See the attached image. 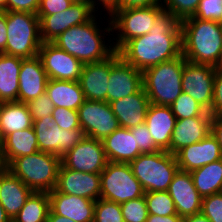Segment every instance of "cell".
Listing matches in <instances>:
<instances>
[{"label":"cell","mask_w":222,"mask_h":222,"mask_svg":"<svg viewBox=\"0 0 222 222\" xmlns=\"http://www.w3.org/2000/svg\"><path fill=\"white\" fill-rule=\"evenodd\" d=\"M118 53L142 72L179 57L182 54L181 22L163 10L149 33L129 40Z\"/></svg>","instance_id":"obj_1"},{"label":"cell","mask_w":222,"mask_h":222,"mask_svg":"<svg viewBox=\"0 0 222 222\" xmlns=\"http://www.w3.org/2000/svg\"><path fill=\"white\" fill-rule=\"evenodd\" d=\"M182 55L194 64L219 68L222 23L190 17L181 22Z\"/></svg>","instance_id":"obj_2"},{"label":"cell","mask_w":222,"mask_h":222,"mask_svg":"<svg viewBox=\"0 0 222 222\" xmlns=\"http://www.w3.org/2000/svg\"><path fill=\"white\" fill-rule=\"evenodd\" d=\"M95 19L93 17L87 23L72 26L61 33L52 43L83 64L107 59L115 52V49L113 45H105V41L102 40L104 38L102 32L104 31L98 28Z\"/></svg>","instance_id":"obj_3"},{"label":"cell","mask_w":222,"mask_h":222,"mask_svg":"<svg viewBox=\"0 0 222 222\" xmlns=\"http://www.w3.org/2000/svg\"><path fill=\"white\" fill-rule=\"evenodd\" d=\"M186 59L181 54L172 60L145 69L143 88L150 103L171 106L183 92L182 74Z\"/></svg>","instance_id":"obj_4"},{"label":"cell","mask_w":222,"mask_h":222,"mask_svg":"<svg viewBox=\"0 0 222 222\" xmlns=\"http://www.w3.org/2000/svg\"><path fill=\"white\" fill-rule=\"evenodd\" d=\"M61 157L37 151L15 158L7 169L34 192H50L57 185Z\"/></svg>","instance_id":"obj_5"},{"label":"cell","mask_w":222,"mask_h":222,"mask_svg":"<svg viewBox=\"0 0 222 222\" xmlns=\"http://www.w3.org/2000/svg\"><path fill=\"white\" fill-rule=\"evenodd\" d=\"M7 43L4 54L21 58L38 56L42 45L37 14L6 11Z\"/></svg>","instance_id":"obj_6"},{"label":"cell","mask_w":222,"mask_h":222,"mask_svg":"<svg viewBox=\"0 0 222 222\" xmlns=\"http://www.w3.org/2000/svg\"><path fill=\"white\" fill-rule=\"evenodd\" d=\"M129 164L145 193L167 191L174 175L179 170L176 156L163 150L140 154Z\"/></svg>","instance_id":"obj_7"},{"label":"cell","mask_w":222,"mask_h":222,"mask_svg":"<svg viewBox=\"0 0 222 222\" xmlns=\"http://www.w3.org/2000/svg\"><path fill=\"white\" fill-rule=\"evenodd\" d=\"M163 10L162 5H157L114 11L109 18L110 27L105 28V32L108 31L109 34L113 30L120 32L117 42L113 45L115 51H119L129 40L149 33Z\"/></svg>","instance_id":"obj_8"},{"label":"cell","mask_w":222,"mask_h":222,"mask_svg":"<svg viewBox=\"0 0 222 222\" xmlns=\"http://www.w3.org/2000/svg\"><path fill=\"white\" fill-rule=\"evenodd\" d=\"M100 180L101 199L122 204L145 195V191L133 175L129 163L108 161L100 173Z\"/></svg>","instance_id":"obj_9"},{"label":"cell","mask_w":222,"mask_h":222,"mask_svg":"<svg viewBox=\"0 0 222 222\" xmlns=\"http://www.w3.org/2000/svg\"><path fill=\"white\" fill-rule=\"evenodd\" d=\"M33 128L36 133L39 151L51 153L59 157L64 156L85 138L82 129H72L69 131L61 129L54 122L52 115L33 121Z\"/></svg>","instance_id":"obj_10"},{"label":"cell","mask_w":222,"mask_h":222,"mask_svg":"<svg viewBox=\"0 0 222 222\" xmlns=\"http://www.w3.org/2000/svg\"><path fill=\"white\" fill-rule=\"evenodd\" d=\"M79 124L86 137L103 140L120 127L110 103L85 100L78 108Z\"/></svg>","instance_id":"obj_11"},{"label":"cell","mask_w":222,"mask_h":222,"mask_svg":"<svg viewBox=\"0 0 222 222\" xmlns=\"http://www.w3.org/2000/svg\"><path fill=\"white\" fill-rule=\"evenodd\" d=\"M216 67L186 61L182 74V90L212 115Z\"/></svg>","instance_id":"obj_12"},{"label":"cell","mask_w":222,"mask_h":222,"mask_svg":"<svg viewBox=\"0 0 222 222\" xmlns=\"http://www.w3.org/2000/svg\"><path fill=\"white\" fill-rule=\"evenodd\" d=\"M95 10L91 4L73 2L63 12L53 15H37L40 19V37L42 42H52L61 33L72 26L80 25L90 21Z\"/></svg>","instance_id":"obj_13"},{"label":"cell","mask_w":222,"mask_h":222,"mask_svg":"<svg viewBox=\"0 0 222 222\" xmlns=\"http://www.w3.org/2000/svg\"><path fill=\"white\" fill-rule=\"evenodd\" d=\"M107 162L102 140L86 136L61 157L65 168L84 173L100 174Z\"/></svg>","instance_id":"obj_14"},{"label":"cell","mask_w":222,"mask_h":222,"mask_svg":"<svg viewBox=\"0 0 222 222\" xmlns=\"http://www.w3.org/2000/svg\"><path fill=\"white\" fill-rule=\"evenodd\" d=\"M108 83L107 102L110 103L140 91L143 88V74L115 51Z\"/></svg>","instance_id":"obj_15"},{"label":"cell","mask_w":222,"mask_h":222,"mask_svg":"<svg viewBox=\"0 0 222 222\" xmlns=\"http://www.w3.org/2000/svg\"><path fill=\"white\" fill-rule=\"evenodd\" d=\"M38 57L49 79L79 81L84 64L52 42L42 43Z\"/></svg>","instance_id":"obj_16"},{"label":"cell","mask_w":222,"mask_h":222,"mask_svg":"<svg viewBox=\"0 0 222 222\" xmlns=\"http://www.w3.org/2000/svg\"><path fill=\"white\" fill-rule=\"evenodd\" d=\"M55 189L67 195L97 201L101 195L100 174L74 171L61 164Z\"/></svg>","instance_id":"obj_17"},{"label":"cell","mask_w":222,"mask_h":222,"mask_svg":"<svg viewBox=\"0 0 222 222\" xmlns=\"http://www.w3.org/2000/svg\"><path fill=\"white\" fill-rule=\"evenodd\" d=\"M167 192L181 218L201 213L202 197L193 184L190 172L178 170Z\"/></svg>","instance_id":"obj_18"},{"label":"cell","mask_w":222,"mask_h":222,"mask_svg":"<svg viewBox=\"0 0 222 222\" xmlns=\"http://www.w3.org/2000/svg\"><path fill=\"white\" fill-rule=\"evenodd\" d=\"M175 156L179 170L191 172L222 159V152L216 138L210 133L203 140L183 147Z\"/></svg>","instance_id":"obj_19"},{"label":"cell","mask_w":222,"mask_h":222,"mask_svg":"<svg viewBox=\"0 0 222 222\" xmlns=\"http://www.w3.org/2000/svg\"><path fill=\"white\" fill-rule=\"evenodd\" d=\"M211 120L209 111L201 116L177 120L171 136L170 153L175 155L183 147L203 140L211 133Z\"/></svg>","instance_id":"obj_20"},{"label":"cell","mask_w":222,"mask_h":222,"mask_svg":"<svg viewBox=\"0 0 222 222\" xmlns=\"http://www.w3.org/2000/svg\"><path fill=\"white\" fill-rule=\"evenodd\" d=\"M111 67L112 55L103 61L83 65L79 83L86 100L107 102Z\"/></svg>","instance_id":"obj_21"},{"label":"cell","mask_w":222,"mask_h":222,"mask_svg":"<svg viewBox=\"0 0 222 222\" xmlns=\"http://www.w3.org/2000/svg\"><path fill=\"white\" fill-rule=\"evenodd\" d=\"M48 80L38 56L23 59L19 73L18 102L27 104L44 94Z\"/></svg>","instance_id":"obj_22"},{"label":"cell","mask_w":222,"mask_h":222,"mask_svg":"<svg viewBox=\"0 0 222 222\" xmlns=\"http://www.w3.org/2000/svg\"><path fill=\"white\" fill-rule=\"evenodd\" d=\"M50 209L74 222H93L96 201L81 196L67 195L56 189L48 192Z\"/></svg>","instance_id":"obj_23"},{"label":"cell","mask_w":222,"mask_h":222,"mask_svg":"<svg viewBox=\"0 0 222 222\" xmlns=\"http://www.w3.org/2000/svg\"><path fill=\"white\" fill-rule=\"evenodd\" d=\"M149 105L150 101L144 88L132 95L110 102L120 127L128 129L145 123Z\"/></svg>","instance_id":"obj_24"},{"label":"cell","mask_w":222,"mask_h":222,"mask_svg":"<svg viewBox=\"0 0 222 222\" xmlns=\"http://www.w3.org/2000/svg\"><path fill=\"white\" fill-rule=\"evenodd\" d=\"M176 121L171 106L150 103L145 124L155 144L163 151L170 152V141Z\"/></svg>","instance_id":"obj_25"},{"label":"cell","mask_w":222,"mask_h":222,"mask_svg":"<svg viewBox=\"0 0 222 222\" xmlns=\"http://www.w3.org/2000/svg\"><path fill=\"white\" fill-rule=\"evenodd\" d=\"M33 191L5 167L0 170V204L11 220Z\"/></svg>","instance_id":"obj_26"},{"label":"cell","mask_w":222,"mask_h":222,"mask_svg":"<svg viewBox=\"0 0 222 222\" xmlns=\"http://www.w3.org/2000/svg\"><path fill=\"white\" fill-rule=\"evenodd\" d=\"M107 161L130 163L140 154L135 137L128 128L119 127L102 140Z\"/></svg>","instance_id":"obj_27"},{"label":"cell","mask_w":222,"mask_h":222,"mask_svg":"<svg viewBox=\"0 0 222 222\" xmlns=\"http://www.w3.org/2000/svg\"><path fill=\"white\" fill-rule=\"evenodd\" d=\"M39 151L33 127L13 132L1 141V154L7 167L15 158L34 154Z\"/></svg>","instance_id":"obj_28"},{"label":"cell","mask_w":222,"mask_h":222,"mask_svg":"<svg viewBox=\"0 0 222 222\" xmlns=\"http://www.w3.org/2000/svg\"><path fill=\"white\" fill-rule=\"evenodd\" d=\"M45 93L55 107L78 110L86 100L79 81L49 79Z\"/></svg>","instance_id":"obj_29"},{"label":"cell","mask_w":222,"mask_h":222,"mask_svg":"<svg viewBox=\"0 0 222 222\" xmlns=\"http://www.w3.org/2000/svg\"><path fill=\"white\" fill-rule=\"evenodd\" d=\"M33 127L27 104L18 101L2 102L0 106V141L13 132Z\"/></svg>","instance_id":"obj_30"},{"label":"cell","mask_w":222,"mask_h":222,"mask_svg":"<svg viewBox=\"0 0 222 222\" xmlns=\"http://www.w3.org/2000/svg\"><path fill=\"white\" fill-rule=\"evenodd\" d=\"M23 59L0 54V102L18 101L19 73Z\"/></svg>","instance_id":"obj_31"},{"label":"cell","mask_w":222,"mask_h":222,"mask_svg":"<svg viewBox=\"0 0 222 222\" xmlns=\"http://www.w3.org/2000/svg\"><path fill=\"white\" fill-rule=\"evenodd\" d=\"M190 174L202 198L222 192V159L192 170Z\"/></svg>","instance_id":"obj_32"},{"label":"cell","mask_w":222,"mask_h":222,"mask_svg":"<svg viewBox=\"0 0 222 222\" xmlns=\"http://www.w3.org/2000/svg\"><path fill=\"white\" fill-rule=\"evenodd\" d=\"M50 210L48 192H32L12 222H47Z\"/></svg>","instance_id":"obj_33"},{"label":"cell","mask_w":222,"mask_h":222,"mask_svg":"<svg viewBox=\"0 0 222 222\" xmlns=\"http://www.w3.org/2000/svg\"><path fill=\"white\" fill-rule=\"evenodd\" d=\"M144 197L147 203L148 214L159 216L178 215L174 201L167 191L146 192Z\"/></svg>","instance_id":"obj_34"},{"label":"cell","mask_w":222,"mask_h":222,"mask_svg":"<svg viewBox=\"0 0 222 222\" xmlns=\"http://www.w3.org/2000/svg\"><path fill=\"white\" fill-rule=\"evenodd\" d=\"M177 120L203 115L207 110L187 93L182 92L171 105Z\"/></svg>","instance_id":"obj_35"},{"label":"cell","mask_w":222,"mask_h":222,"mask_svg":"<svg viewBox=\"0 0 222 222\" xmlns=\"http://www.w3.org/2000/svg\"><path fill=\"white\" fill-rule=\"evenodd\" d=\"M93 222H124L120 204L99 198L95 204Z\"/></svg>","instance_id":"obj_36"},{"label":"cell","mask_w":222,"mask_h":222,"mask_svg":"<svg viewBox=\"0 0 222 222\" xmlns=\"http://www.w3.org/2000/svg\"><path fill=\"white\" fill-rule=\"evenodd\" d=\"M120 206L124 222H146L148 209L144 196L126 201Z\"/></svg>","instance_id":"obj_37"},{"label":"cell","mask_w":222,"mask_h":222,"mask_svg":"<svg viewBox=\"0 0 222 222\" xmlns=\"http://www.w3.org/2000/svg\"><path fill=\"white\" fill-rule=\"evenodd\" d=\"M163 9L171 12L180 22L193 17L200 0H163Z\"/></svg>","instance_id":"obj_38"},{"label":"cell","mask_w":222,"mask_h":222,"mask_svg":"<svg viewBox=\"0 0 222 222\" xmlns=\"http://www.w3.org/2000/svg\"><path fill=\"white\" fill-rule=\"evenodd\" d=\"M193 17L222 23V0H200Z\"/></svg>","instance_id":"obj_39"},{"label":"cell","mask_w":222,"mask_h":222,"mask_svg":"<svg viewBox=\"0 0 222 222\" xmlns=\"http://www.w3.org/2000/svg\"><path fill=\"white\" fill-rule=\"evenodd\" d=\"M54 122L64 130L81 129L78 110L55 107L52 112Z\"/></svg>","instance_id":"obj_40"},{"label":"cell","mask_w":222,"mask_h":222,"mask_svg":"<svg viewBox=\"0 0 222 222\" xmlns=\"http://www.w3.org/2000/svg\"><path fill=\"white\" fill-rule=\"evenodd\" d=\"M201 213L211 222H222V192L202 198Z\"/></svg>","instance_id":"obj_41"},{"label":"cell","mask_w":222,"mask_h":222,"mask_svg":"<svg viewBox=\"0 0 222 222\" xmlns=\"http://www.w3.org/2000/svg\"><path fill=\"white\" fill-rule=\"evenodd\" d=\"M32 120H40L48 115H52L55 108L52 100L46 93L27 103Z\"/></svg>","instance_id":"obj_42"},{"label":"cell","mask_w":222,"mask_h":222,"mask_svg":"<svg viewBox=\"0 0 222 222\" xmlns=\"http://www.w3.org/2000/svg\"><path fill=\"white\" fill-rule=\"evenodd\" d=\"M142 154L155 153L161 149L155 144L146 124L130 129Z\"/></svg>","instance_id":"obj_43"},{"label":"cell","mask_w":222,"mask_h":222,"mask_svg":"<svg viewBox=\"0 0 222 222\" xmlns=\"http://www.w3.org/2000/svg\"><path fill=\"white\" fill-rule=\"evenodd\" d=\"M73 4L72 0H40L37 15H53L63 12Z\"/></svg>","instance_id":"obj_44"},{"label":"cell","mask_w":222,"mask_h":222,"mask_svg":"<svg viewBox=\"0 0 222 222\" xmlns=\"http://www.w3.org/2000/svg\"><path fill=\"white\" fill-rule=\"evenodd\" d=\"M222 115V68H216L214 77L212 116Z\"/></svg>","instance_id":"obj_45"},{"label":"cell","mask_w":222,"mask_h":222,"mask_svg":"<svg viewBox=\"0 0 222 222\" xmlns=\"http://www.w3.org/2000/svg\"><path fill=\"white\" fill-rule=\"evenodd\" d=\"M40 0H7L6 11H19L36 14Z\"/></svg>","instance_id":"obj_46"},{"label":"cell","mask_w":222,"mask_h":222,"mask_svg":"<svg viewBox=\"0 0 222 222\" xmlns=\"http://www.w3.org/2000/svg\"><path fill=\"white\" fill-rule=\"evenodd\" d=\"M161 0H118V9L150 7L161 5Z\"/></svg>","instance_id":"obj_47"},{"label":"cell","mask_w":222,"mask_h":222,"mask_svg":"<svg viewBox=\"0 0 222 222\" xmlns=\"http://www.w3.org/2000/svg\"><path fill=\"white\" fill-rule=\"evenodd\" d=\"M211 134L216 138L222 152V115L212 116Z\"/></svg>","instance_id":"obj_48"},{"label":"cell","mask_w":222,"mask_h":222,"mask_svg":"<svg viewBox=\"0 0 222 222\" xmlns=\"http://www.w3.org/2000/svg\"><path fill=\"white\" fill-rule=\"evenodd\" d=\"M6 11H0V54H4L7 43Z\"/></svg>","instance_id":"obj_49"},{"label":"cell","mask_w":222,"mask_h":222,"mask_svg":"<svg viewBox=\"0 0 222 222\" xmlns=\"http://www.w3.org/2000/svg\"><path fill=\"white\" fill-rule=\"evenodd\" d=\"M183 218L179 215L159 216L148 214L146 222H182Z\"/></svg>","instance_id":"obj_50"},{"label":"cell","mask_w":222,"mask_h":222,"mask_svg":"<svg viewBox=\"0 0 222 222\" xmlns=\"http://www.w3.org/2000/svg\"><path fill=\"white\" fill-rule=\"evenodd\" d=\"M102 2L104 8L108 11L109 15H111L114 11L118 10V0H97ZM92 8L95 10L96 1L91 0Z\"/></svg>","instance_id":"obj_51"},{"label":"cell","mask_w":222,"mask_h":222,"mask_svg":"<svg viewBox=\"0 0 222 222\" xmlns=\"http://www.w3.org/2000/svg\"><path fill=\"white\" fill-rule=\"evenodd\" d=\"M182 222H211V221L202 213H198L184 217Z\"/></svg>","instance_id":"obj_52"},{"label":"cell","mask_w":222,"mask_h":222,"mask_svg":"<svg viewBox=\"0 0 222 222\" xmlns=\"http://www.w3.org/2000/svg\"><path fill=\"white\" fill-rule=\"evenodd\" d=\"M47 222H74V221L68 219L67 217L57 215L50 209L47 216Z\"/></svg>","instance_id":"obj_53"},{"label":"cell","mask_w":222,"mask_h":222,"mask_svg":"<svg viewBox=\"0 0 222 222\" xmlns=\"http://www.w3.org/2000/svg\"><path fill=\"white\" fill-rule=\"evenodd\" d=\"M0 222H12L11 218L6 214L1 204H0Z\"/></svg>","instance_id":"obj_54"},{"label":"cell","mask_w":222,"mask_h":222,"mask_svg":"<svg viewBox=\"0 0 222 222\" xmlns=\"http://www.w3.org/2000/svg\"><path fill=\"white\" fill-rule=\"evenodd\" d=\"M7 0H0V11H6Z\"/></svg>","instance_id":"obj_55"},{"label":"cell","mask_w":222,"mask_h":222,"mask_svg":"<svg viewBox=\"0 0 222 222\" xmlns=\"http://www.w3.org/2000/svg\"><path fill=\"white\" fill-rule=\"evenodd\" d=\"M6 166L4 165L2 154H1V141H0V170L4 169Z\"/></svg>","instance_id":"obj_56"},{"label":"cell","mask_w":222,"mask_h":222,"mask_svg":"<svg viewBox=\"0 0 222 222\" xmlns=\"http://www.w3.org/2000/svg\"><path fill=\"white\" fill-rule=\"evenodd\" d=\"M73 2H81L86 4H91V0H72Z\"/></svg>","instance_id":"obj_57"},{"label":"cell","mask_w":222,"mask_h":222,"mask_svg":"<svg viewBox=\"0 0 222 222\" xmlns=\"http://www.w3.org/2000/svg\"><path fill=\"white\" fill-rule=\"evenodd\" d=\"M219 68H222V47H221V51H220Z\"/></svg>","instance_id":"obj_58"}]
</instances>
